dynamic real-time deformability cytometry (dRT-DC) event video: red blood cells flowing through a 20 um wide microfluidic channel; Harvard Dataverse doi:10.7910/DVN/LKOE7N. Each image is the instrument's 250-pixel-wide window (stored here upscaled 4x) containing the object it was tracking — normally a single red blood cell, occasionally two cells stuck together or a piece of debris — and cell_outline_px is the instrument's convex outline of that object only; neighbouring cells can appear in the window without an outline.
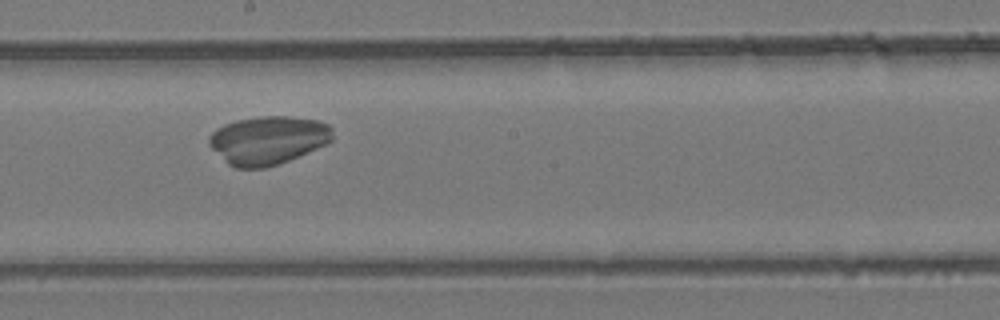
{"species": "common noctule bat (a hibernating species)", "species_latin": "Nyctalus noctula", "temperature_condition": "room temperature", "stored_images_in_passage": 19, "camera_frame_rate_fps": 3000, "um_per_image_px": 0.085, "animal": {"sex": "female", "body_mass_g": 24.6, "forearm_length_mm": 56.2}, "frame": {"image": 1, "passage_image": 11, "time_ms": 3.333, "image_size_px": [1000, 320], "cell_outline_px": [[332, 140], [308, 152], [288, 160], [264, 168], [236, 168], [228, 164], [208, 144], [208, 136], [216, 128], [224, 124], [236, 120], [260, 116], [288, 116], [316, 120], [328, 124], [332, 128]], "centroid_in_image_um": [22.74, 11.9], "position_along_channel_um": 225.5, "area_um2": 34.62}}
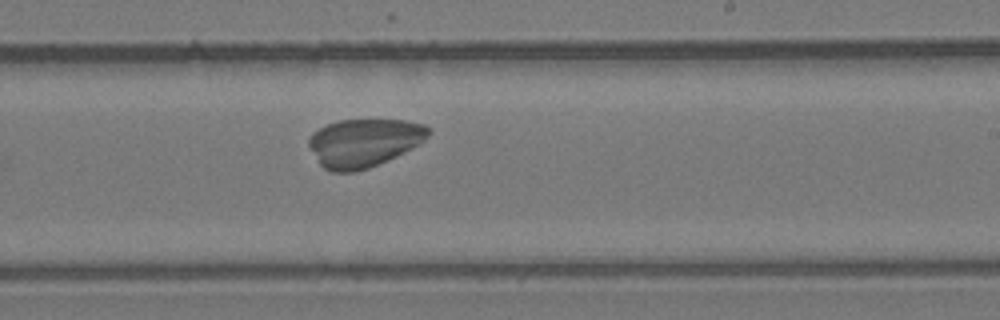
{"frame": {"image": 2, "passage_image": 13, "time_ms": 4.0, "image_size_px": [1000, 320], "cell_outline_px": [[432, 132], [420, 144], [396, 156], [368, 168], [356, 172], [332, 172], [324, 168], [320, 164], [308, 144], [308, 140], [312, 132], [328, 124], [340, 120], [404, 120], [424, 124], [432, 128]], "centroid_in_image_um": [30.96, 12.13], "position_along_channel_um": 258.0, "area_um2": 33.58}}
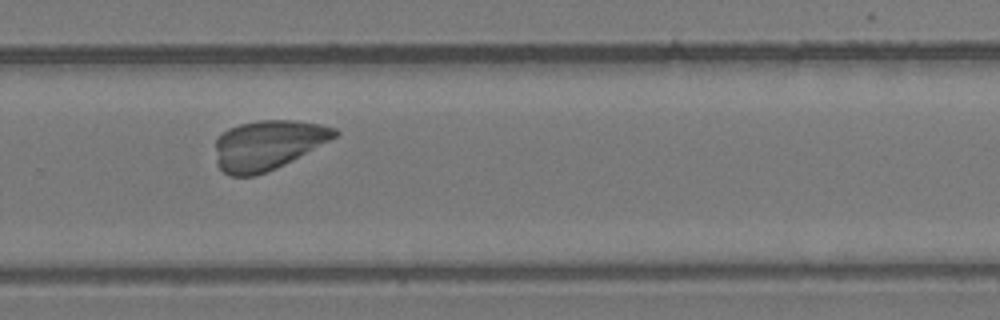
{"frame": {"image": 3, "passage_image": 16, "time_ms": 5.0, "image_size_px": [1000, 320], "cell_outline_px": [[340, 132], [336, 136], [292, 160], [276, 168], [256, 176], [228, 176], [216, 164], [216, 140], [228, 128], [240, 124], [256, 120], [296, 120], [320, 124], [336, 128]], "centroid_in_image_um": [22.74, 12.32], "position_along_channel_um": 307.1, "area_um2": 34.28}}